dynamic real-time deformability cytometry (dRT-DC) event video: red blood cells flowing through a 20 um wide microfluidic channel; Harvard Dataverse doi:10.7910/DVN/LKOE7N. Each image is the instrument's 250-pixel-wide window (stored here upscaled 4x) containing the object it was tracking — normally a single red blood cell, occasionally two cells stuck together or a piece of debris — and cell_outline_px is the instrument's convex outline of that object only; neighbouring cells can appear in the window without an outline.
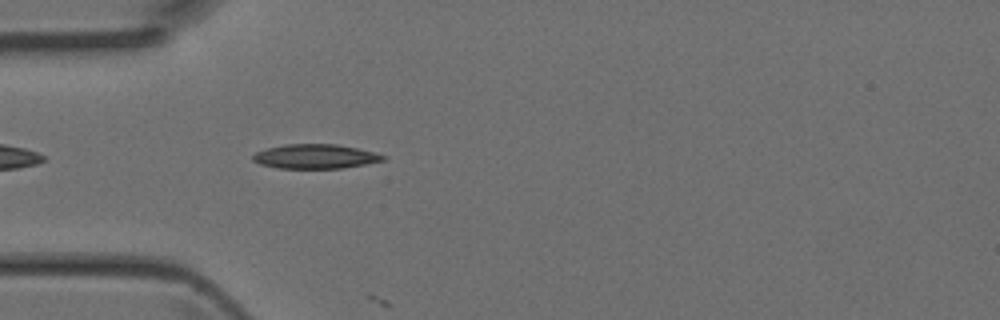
{"species": "Egyptian fruit bat (a non-hibernating species)", "species_latin": "Rousettus aegyptiacus", "temperature_condition": "room temperature", "stored_images_in_passage": 4, "camera_frame_rate_fps": 3000, "um_per_image_px": 0.085, "animal": {"sex": "female"}, "frame": {"image": 1, "passage_image": 3, "time_ms": 0.667, "image_size_px": [1000, 320], "cell_outline_px": [[388, 156], [384, 160], [344, 168], [276, 168], [260, 164], [252, 160], [252, 156], [256, 152], [268, 148], [284, 144], [336, 144], [356, 148]], "centroid_in_image_um": [26.78, 13.3], "position_along_channel_um": 58.2, "area_um2": 18.38}}